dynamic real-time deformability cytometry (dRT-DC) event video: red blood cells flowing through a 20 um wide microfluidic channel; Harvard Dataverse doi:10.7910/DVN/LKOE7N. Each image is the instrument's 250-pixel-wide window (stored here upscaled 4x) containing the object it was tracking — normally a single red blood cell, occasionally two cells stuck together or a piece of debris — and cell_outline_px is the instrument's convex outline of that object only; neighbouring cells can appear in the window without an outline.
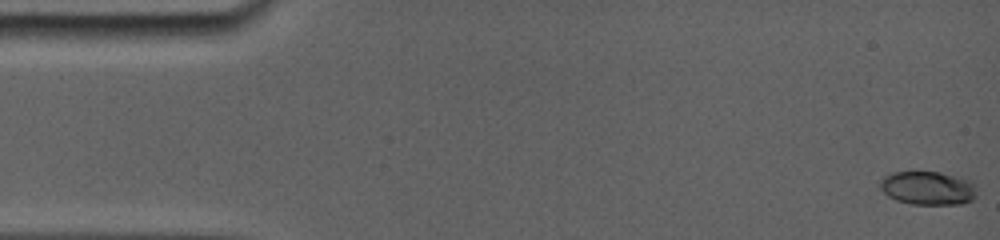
{"species": "common noctule bat (a hibernating species)", "species_latin": "Nyctalus noctula", "temperature_condition": "room temperature", "stored_images_in_passage": 26, "camera_frame_rate_fps": 5000, "um_per_image_px": 0.085, "animal": {"sex": "female", "body_mass_g": 19.0, "forearm_length_mm": 56.7}, "frame": {"image": 1, "passage_image": 1, "time_ms": 0.0, "image_size_px": [1000, 240], "cell_outline_px": [[976, 196], [972, 200], [964, 204], [912, 204], [896, 200], [888, 196], [880, 188], [880, 184], [888, 176], [896, 172], [936, 172], [960, 180], [968, 184], [972, 188]], "centroid_in_image_um": [78.79, 16.03], "position_along_channel_um": 6.2, "area_um2": 17.8}}
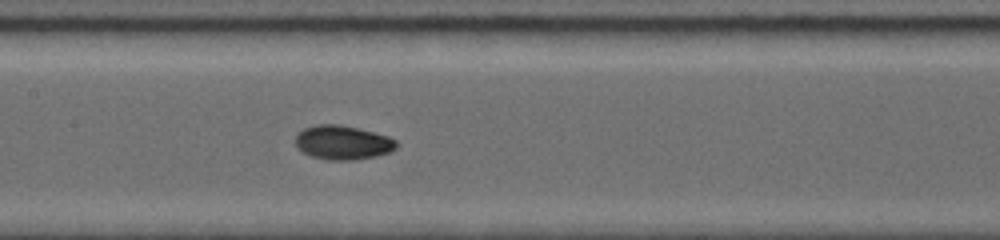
{"frame": {"image": 2, "passage_image": 14, "time_ms": 7.8, "image_size_px": [1000, 240], "cell_outline_px": [[396, 148], [388, 152], [356, 160], [328, 160], [312, 156], [304, 152], [296, 144], [296, 136], [304, 128], [320, 124], [336, 124], [356, 128], [388, 136], [396, 140]], "centroid_in_image_um": [29.13, 12.11], "position_along_channel_um": 178.3, "area_um2": 19.59}}
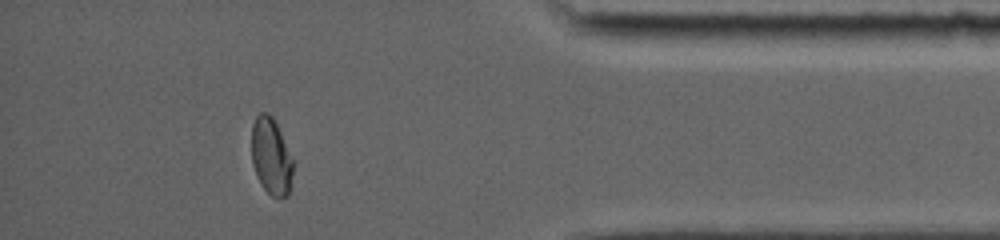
{"frame": {"image": 3, "passage_image": 23, "time_ms": 14.4, "image_size_px": [1000, 240], "cell_outline_px": [[292, 172], [288, 196], [280, 200], [272, 196], [260, 184], [252, 164], [252, 124], [256, 116], [260, 112], [268, 112], [272, 116], [280, 132], [292, 160]], "centroid_in_image_um": [23.02, 13.31], "position_along_channel_um": 412.2, "area_um2": 18.38}, "authors_computed_cell_mechanics": {"area_um2": 18.7561, "velocity_mm_per_s": 3.8655, "shape_relaxation_time_tau1_ms": 5.0909, "shape_relaxation_time_tau2_ms": 1.0526, "deformation_change_tau1": 0.1727, "deformation_change_tau2": 0.0226}}